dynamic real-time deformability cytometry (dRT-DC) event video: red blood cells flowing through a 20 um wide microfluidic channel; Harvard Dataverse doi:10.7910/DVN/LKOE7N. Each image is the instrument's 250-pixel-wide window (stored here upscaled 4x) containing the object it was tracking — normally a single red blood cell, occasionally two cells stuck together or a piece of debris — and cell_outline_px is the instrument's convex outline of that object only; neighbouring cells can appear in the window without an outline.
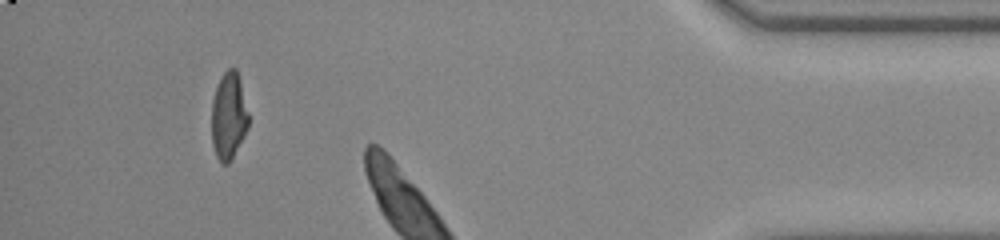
{"species": "common noctule bat (a hibernating species)", "species_latin": "Nyctalus noctula", "temperature_condition": "room temperature", "stored_images_in_passage": 35, "camera_frame_rate_fps": 3000, "um_per_image_px": 0.085, "animal": {"sex": "male", "body_mass_g": 20.0, "forearm_length_mm": 53.3}, "frame": {"image": 1, "passage_image": 32, "time_ms": 10.333, "image_size_px": [1000, 240], "cell_outline_px": [[248, 128], [232, 160], [228, 164], [220, 164], [216, 156], [212, 144], [212, 100], [220, 76], [228, 68], [236, 68], [240, 80], [248, 112]], "centroid_in_image_um": [19.43, 9.89], "position_along_channel_um": 415.8, "area_um2": 18.9}}